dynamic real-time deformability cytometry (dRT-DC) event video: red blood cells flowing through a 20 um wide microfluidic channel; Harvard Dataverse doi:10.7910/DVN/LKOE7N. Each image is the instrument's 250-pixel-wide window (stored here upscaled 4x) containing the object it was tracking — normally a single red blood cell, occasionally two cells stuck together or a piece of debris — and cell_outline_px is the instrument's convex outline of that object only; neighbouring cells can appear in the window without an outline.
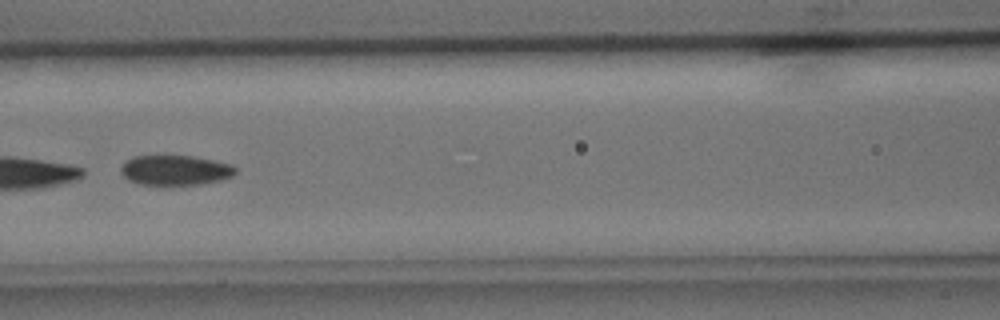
{"species": "common noctule bat (a hibernating species)", "species_latin": "Nyctalus noctula", "temperature_condition": "cold", "stored_images_in_passage": 4, "camera_frame_rate_fps": 3000, "um_per_image_px": 0.085, "animal": {"sex": "male", "body_mass_g": 15.6}, "frame": {"image": 1, "passage_image": 3, "time_ms": 2.333, "image_size_px": [1000, 320], "cell_outline_px": [[236, 172], [232, 176], [220, 180], [204, 184], [164, 188], [140, 184], [128, 180], [120, 172], [120, 168], [124, 160], [132, 156], [192, 156], [232, 164], [236, 168]], "centroid_in_image_um": [14.85, 14.51], "position_along_channel_um": 151.8, "area_um2": 20.92}}
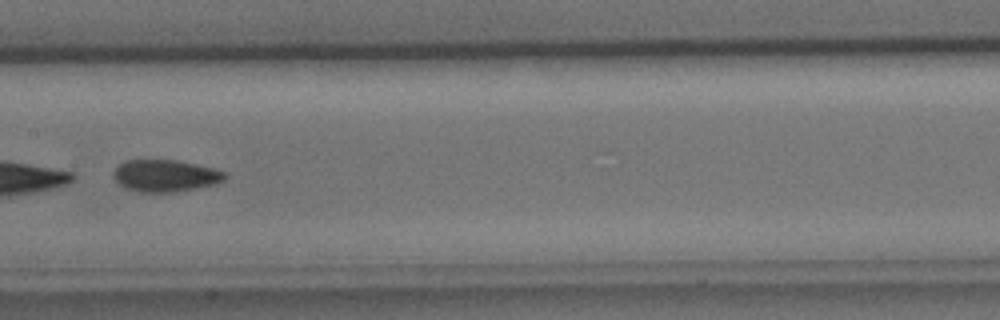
{"frame": {"image": 2, "passage_image": 4, "time_ms": 3.333, "image_size_px": [1000, 320], "cell_outline_px": [[228, 176], [224, 180], [216, 184], [172, 192], [140, 192], [124, 188], [112, 176], [112, 172], [124, 160], [176, 160], [196, 164], [212, 168], [224, 172]], "centroid_in_image_um": [14.03, 14.93], "position_along_channel_um": 193.4, "area_um2": 20.69}}